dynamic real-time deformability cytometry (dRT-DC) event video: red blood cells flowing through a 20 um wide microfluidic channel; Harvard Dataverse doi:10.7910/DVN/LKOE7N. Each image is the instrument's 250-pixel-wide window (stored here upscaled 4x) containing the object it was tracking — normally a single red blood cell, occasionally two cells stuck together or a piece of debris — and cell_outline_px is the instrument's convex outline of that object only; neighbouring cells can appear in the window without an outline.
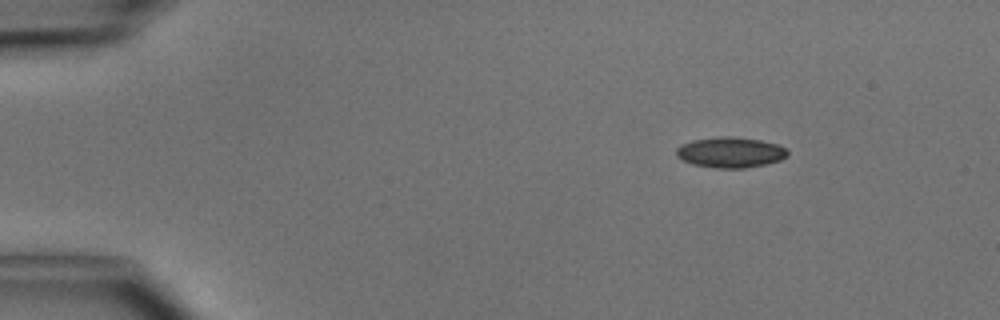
{"species": "common noctule bat (a hibernating species)", "species_latin": "Nyctalus noctula", "temperature_condition": "cold", "stored_images_in_passage": 43, "camera_frame_rate_fps": 3000, "um_per_image_px": 0.085, "animal": {"sex": "male", "body_mass_g": 15.6}, "frame": {"image": 1, "passage_image": 1, "time_ms": 0.0, "image_size_px": [1000, 320], "cell_outline_px": [[788, 156], [780, 160], [764, 164], [744, 168], [720, 168], [692, 164], [676, 156], [676, 148], [680, 144], [692, 140], [720, 136], [732, 136], [760, 140], [776, 144], [784, 148], [788, 152]], "centroid_in_image_um": [62.05, 12.94], "position_along_channel_um": 22.9, "area_um2": 19.71}}
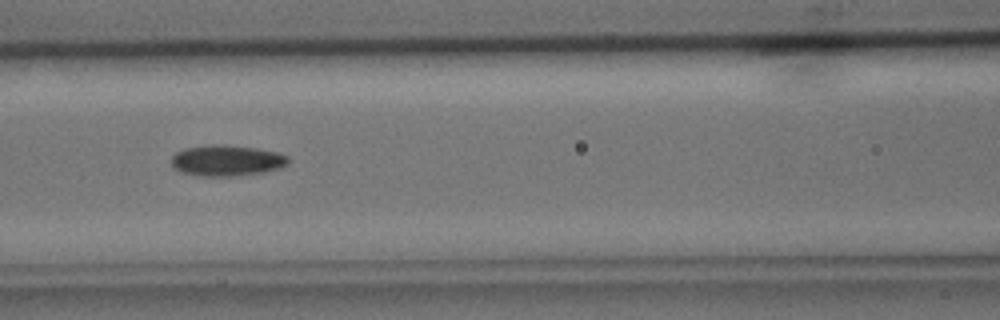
{"frame": {"image": 2, "passage_image": 16, "time_ms": 5.0, "image_size_px": [1000, 320], "cell_outline_px": [[288, 164], [280, 168], [264, 172], [232, 176], [204, 176], [180, 172], [172, 164], [172, 156], [176, 152], [184, 148], [212, 144], [228, 144], [256, 148], [276, 152], [288, 156]], "centroid_in_image_um": [19.28, 13.63], "position_along_channel_um": 147.3, "area_um2": 21.1}}
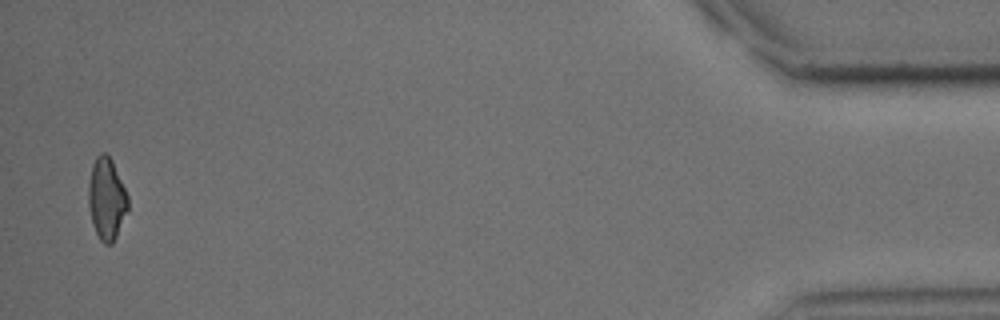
{"frame": {"image": 3, "passage_image": 42, "time_ms": 13.667, "image_size_px": [1000, 320], "cell_outline_px": [[128, 208], [116, 236], [112, 244], [104, 244], [100, 240], [92, 224], [88, 204], [88, 184], [92, 164], [96, 156], [100, 152], [104, 152], [112, 160], [128, 196]], "centroid_in_image_um": [9.04, 16.88], "position_along_channel_um": 426.2, "area_um2": 18.79}, "authors_computed_cell_mechanics": {"area_um2": 19.9988, "velocity_mm_per_s": 4.1379, "shape_relaxation_time_tau1_ms": 3.3201, "shape_relaxation_time_tau2_ms": null, "deformation_change_tau1": 0.0951, "deformation_change_tau2": null}}